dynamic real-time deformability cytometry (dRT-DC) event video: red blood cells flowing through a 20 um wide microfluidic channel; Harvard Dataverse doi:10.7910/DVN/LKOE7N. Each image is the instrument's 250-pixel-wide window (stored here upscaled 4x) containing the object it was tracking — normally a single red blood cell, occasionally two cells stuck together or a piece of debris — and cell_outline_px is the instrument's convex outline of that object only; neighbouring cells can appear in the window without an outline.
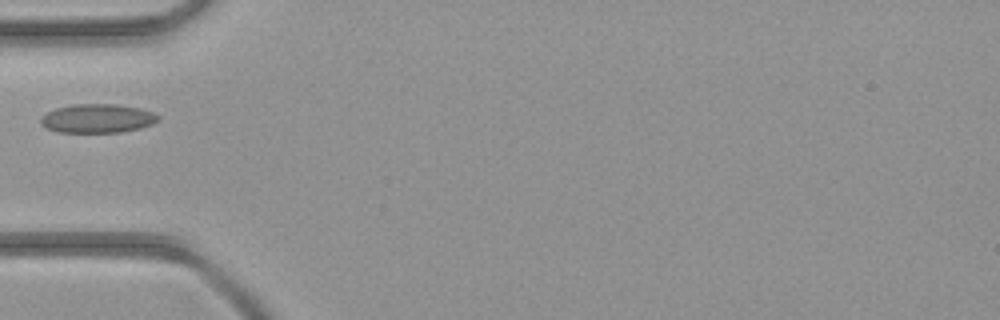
{"species": "common noctule bat (a hibernating species)", "species_latin": "Nyctalus noctula", "temperature_condition": "room temperature", "stored_images_in_passage": 5, "camera_frame_rate_fps": 3000, "um_per_image_px": 0.085, "animal": {"sex": "female", "body_mass_g": 21.9}, "frame": {"image": 1, "passage_image": 5, "time_ms": 4.667, "image_size_px": [1000, 320], "cell_outline_px": [[160, 120], [152, 124], [140, 128], [120, 132], [60, 132], [48, 128], [40, 124], [40, 120], [48, 112], [56, 108], [72, 104], [116, 104], [140, 108], [152, 112], [160, 116]], "centroid_in_image_um": [8.32, 10.06], "position_along_channel_um": 76.7, "area_um2": 19.65}}